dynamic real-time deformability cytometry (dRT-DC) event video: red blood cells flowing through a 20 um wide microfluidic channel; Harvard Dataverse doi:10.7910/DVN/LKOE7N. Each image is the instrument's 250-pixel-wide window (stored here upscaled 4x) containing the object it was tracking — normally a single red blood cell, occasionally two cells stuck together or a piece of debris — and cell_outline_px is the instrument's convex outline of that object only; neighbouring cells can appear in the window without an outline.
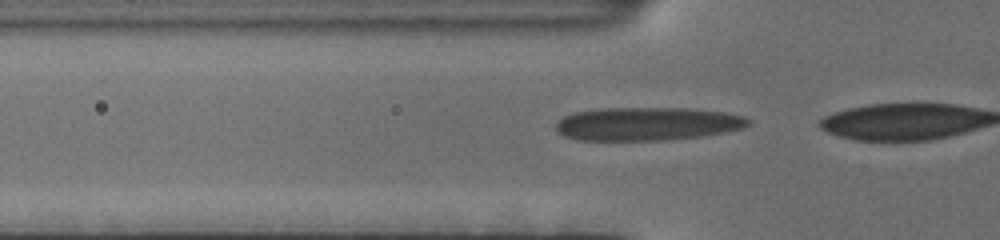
{"species": "human", "species_latin": "Homo sapiens", "temperature_condition": "cold", "stored_images_in_passage": 8, "camera_frame_rate_fps": 3000, "um_per_image_px": 0.085, "donor": {"sex": "female"}, "frame": {"image": 1, "passage_image": 2, "time_ms": 0.333, "image_size_px": [1000, 240], "cell_outline_px": [[752, 124], [744, 128], [724, 132], [700, 136], [668, 140], [576, 140], [564, 136], [556, 128], [556, 124], [564, 116], [572, 112], [600, 108], [684, 108], [724, 112], [744, 116], [752, 120]], "centroid_in_image_um": [55.03, 10.52], "position_along_channel_um": 70.8, "area_um2": 37.45}}